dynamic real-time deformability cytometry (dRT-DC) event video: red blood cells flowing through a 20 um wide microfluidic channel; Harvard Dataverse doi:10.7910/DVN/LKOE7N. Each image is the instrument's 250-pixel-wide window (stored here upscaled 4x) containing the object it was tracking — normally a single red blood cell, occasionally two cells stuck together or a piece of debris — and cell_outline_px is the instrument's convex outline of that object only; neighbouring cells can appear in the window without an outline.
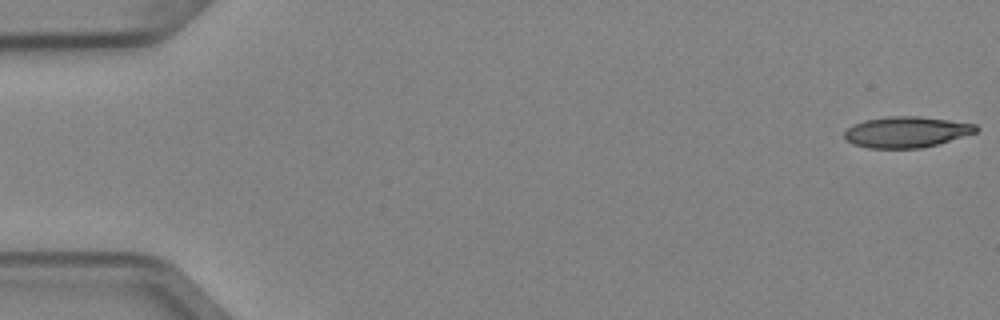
{"species": "Egyptian fruit bat (a non-hibernating species)", "species_latin": "Rousettus aegyptiacus", "temperature_condition": "cold", "stored_images_in_passage": 5, "camera_frame_rate_fps": 3000, "um_per_image_px": 0.085, "animal": {"sex": "female"}, "frame": {"image": 1, "passage_image": 1, "time_ms": 0.0, "image_size_px": [1000, 320], "cell_outline_px": [[980, 128], [976, 132], [936, 144], [920, 148], [868, 148], [852, 144], [844, 136], [844, 132], [848, 128], [864, 120], [888, 116], [916, 116], [948, 120], [976, 124]], "centroid_in_image_um": [77.03, 11.22], "position_along_channel_um": 8.0, "area_um2": 23.47}}
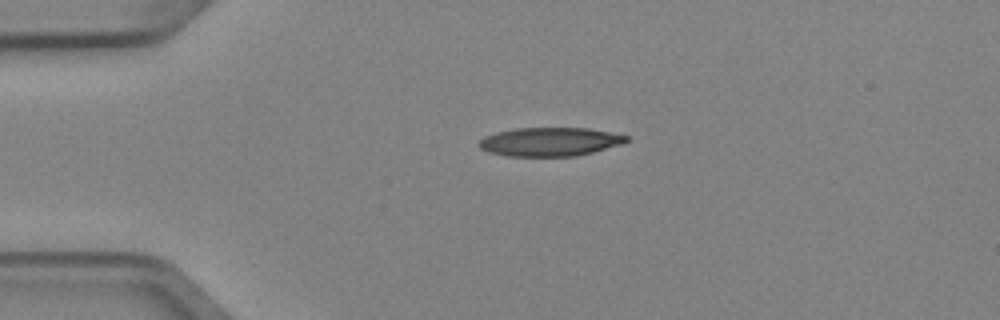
{"frame": {"image": 2, "passage_image": 4, "time_ms": 1.0, "image_size_px": [1000, 320], "cell_outline_px": [[628, 140], [620, 144], [592, 152], [576, 156], [508, 156], [488, 152], [480, 148], [480, 140], [484, 136], [496, 132], [516, 128], [588, 128], [628, 136]], "centroid_in_image_um": [46.7, 12.05], "position_along_channel_um": 38.3, "area_um2": 24.39}}